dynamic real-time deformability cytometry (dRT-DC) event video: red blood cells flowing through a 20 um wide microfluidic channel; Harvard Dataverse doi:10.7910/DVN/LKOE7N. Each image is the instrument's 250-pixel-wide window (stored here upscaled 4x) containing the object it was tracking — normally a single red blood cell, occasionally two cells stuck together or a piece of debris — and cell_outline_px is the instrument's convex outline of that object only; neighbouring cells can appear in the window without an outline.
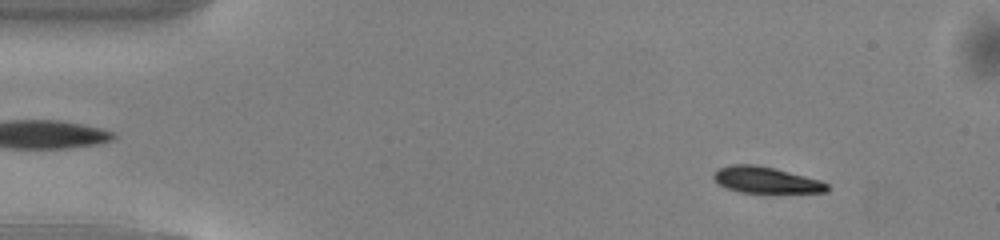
{"species": "common noctule bat (a hibernating species)", "species_latin": "Nyctalus noctula", "temperature_condition": "warm", "stored_images_in_passage": 47, "camera_frame_rate_fps": 3000, "um_per_image_px": 0.085, "animal": {"sex": "male", "body_mass_g": 13.0, "forearm_length_mm": 53.1}, "frame": {"image": 1, "passage_image": 3, "time_ms": 0.667, "image_size_px": [1000, 240], "cell_outline_px": [[828, 192], [740, 192], [716, 184], [712, 176], [716, 168], [732, 164], [756, 164], [820, 180], [828, 184]], "centroid_in_image_um": [65.02, 15.29], "position_along_channel_um": 20.0, "area_um2": 17.22}}
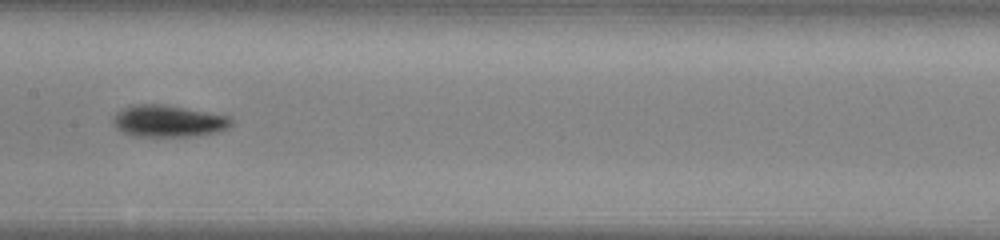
{"frame": {"image": 2, "passage_image": 22, "time_ms": 7.0, "image_size_px": [1000, 240], "cell_outline_px": [[232, 124], [228, 128], [216, 132], [196, 136], [132, 136], [120, 132], [112, 124], [112, 116], [120, 108], [128, 104], [164, 104], [232, 116]], "centroid_in_image_um": [14.25, 10.28], "position_along_channel_um": 193.1, "area_um2": 22.48}}
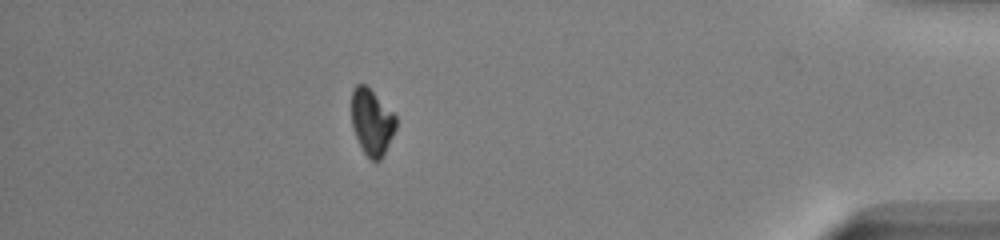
{"frame": {"image": 3, "passage_image": 41, "time_ms": 13.333, "image_size_px": [1000, 240], "cell_outline_px": [[396, 128], [384, 156], [380, 160], [372, 160], [364, 152], [356, 136], [352, 124], [352, 88], [356, 84], [364, 84], [396, 116]], "centroid_in_image_um": [31.61, 10.39], "position_along_channel_um": 403.6, "area_um2": 16.76}, "authors_computed_cell_mechanics": {"area_um2": 19.1318, "velocity_mm_per_s": 4.1078, "shape_relaxation_time_tau1_ms": 2.1019, "shape_relaxation_time_tau2_ms": null, "deformation_change_tau1": 0.1073, "deformation_change_tau2": null}}